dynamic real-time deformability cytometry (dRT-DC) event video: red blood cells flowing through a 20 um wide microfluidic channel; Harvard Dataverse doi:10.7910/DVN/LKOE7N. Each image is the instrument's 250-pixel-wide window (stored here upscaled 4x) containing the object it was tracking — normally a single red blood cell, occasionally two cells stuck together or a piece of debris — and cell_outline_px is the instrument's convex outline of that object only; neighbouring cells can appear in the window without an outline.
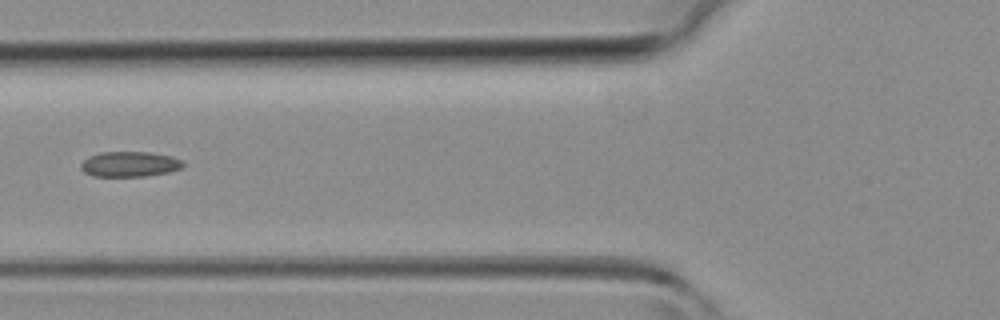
{"species": "common noctule bat (a hibernating species)", "species_latin": "Nyctalus noctula", "temperature_condition": "room temperature", "stored_images_in_passage": 18, "camera_frame_rate_fps": 3000, "um_per_image_px": 0.085, "animal": {"sex": "female", "body_mass_g": 19.3, "forearm_length_mm": 54.1}, "frame": {"image": 1, "passage_image": 16, "time_ms": 5.0, "image_size_px": [1000, 320], "cell_outline_px": [[184, 164], [180, 168], [168, 172], [144, 176], [92, 176], [84, 172], [80, 168], [80, 164], [88, 156], [100, 152], [152, 152], [172, 156], [180, 160]], "centroid_in_image_um": [10.98, 13.94], "position_along_channel_um": 114.8, "area_um2": 15.03}}